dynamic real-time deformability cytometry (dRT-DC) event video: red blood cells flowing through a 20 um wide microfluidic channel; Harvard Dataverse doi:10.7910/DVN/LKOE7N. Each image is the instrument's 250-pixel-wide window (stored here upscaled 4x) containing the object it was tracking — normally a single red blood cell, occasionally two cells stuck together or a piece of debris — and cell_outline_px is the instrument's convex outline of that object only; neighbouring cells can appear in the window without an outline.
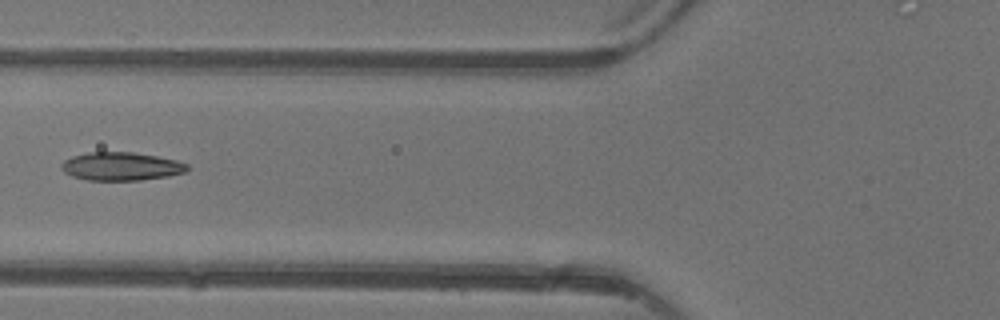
{"species": "common noctule bat (a hibernating species)", "species_latin": "Nyctalus noctula", "temperature_condition": "warm", "stored_images_in_passage": 5, "camera_frame_rate_fps": 3000, "um_per_image_px": 0.085, "animal": {"sex": "female"}, "frame": {"image": 1, "passage_image": 4, "time_ms": 3.667, "image_size_px": [1000, 320], "cell_outline_px": [[188, 168], [184, 172], [168, 176], [140, 180], [88, 180], [72, 176], [64, 172], [60, 168], [60, 164], [64, 160], [72, 156], [88, 152], [132, 152], [156, 156], [176, 160], [188, 164]], "centroid_in_image_um": [10.26, 14.14], "position_along_channel_um": 115.5, "area_um2": 20.69}}
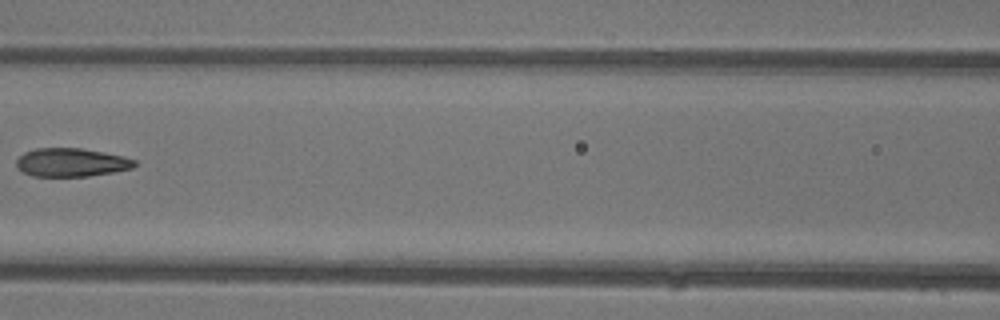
{"frame": {"image": 2, "passage_image": 5, "time_ms": 4.667, "image_size_px": [1000, 320], "cell_outline_px": [[136, 164], [132, 168], [112, 172], [88, 176], [32, 176], [16, 168], [16, 160], [24, 152], [36, 148], [80, 148], [104, 152], [124, 156], [136, 160]], "centroid_in_image_um": [6.05, 13.8], "position_along_channel_um": 160.6, "area_um2": 19.59}}